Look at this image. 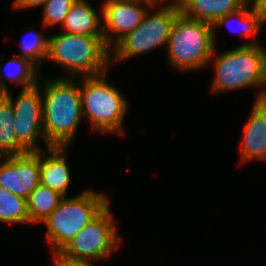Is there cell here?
I'll list each match as a JSON object with an SVG mask.
<instances>
[{
  "instance_id": "25",
  "label": "cell",
  "mask_w": 266,
  "mask_h": 266,
  "mask_svg": "<svg viewBox=\"0 0 266 266\" xmlns=\"http://www.w3.org/2000/svg\"><path fill=\"white\" fill-rule=\"evenodd\" d=\"M266 46H265V55H264V79H263V85H262V91H260L257 96L255 101H262L266 103ZM264 88V89H263Z\"/></svg>"
},
{
  "instance_id": "22",
  "label": "cell",
  "mask_w": 266,
  "mask_h": 266,
  "mask_svg": "<svg viewBox=\"0 0 266 266\" xmlns=\"http://www.w3.org/2000/svg\"><path fill=\"white\" fill-rule=\"evenodd\" d=\"M75 0H47L43 7V27L63 25L65 17Z\"/></svg>"
},
{
  "instance_id": "21",
  "label": "cell",
  "mask_w": 266,
  "mask_h": 266,
  "mask_svg": "<svg viewBox=\"0 0 266 266\" xmlns=\"http://www.w3.org/2000/svg\"><path fill=\"white\" fill-rule=\"evenodd\" d=\"M23 41L19 44L22 49V54H18L17 56H21L24 58H28L32 63H34L38 68L43 63L44 59H47L48 53V36L46 37L41 32H33L31 31L27 33Z\"/></svg>"
},
{
  "instance_id": "2",
  "label": "cell",
  "mask_w": 266,
  "mask_h": 266,
  "mask_svg": "<svg viewBox=\"0 0 266 266\" xmlns=\"http://www.w3.org/2000/svg\"><path fill=\"white\" fill-rule=\"evenodd\" d=\"M61 65L69 78L98 76L107 73L111 49L103 36L61 32L48 37L47 59Z\"/></svg>"
},
{
  "instance_id": "7",
  "label": "cell",
  "mask_w": 266,
  "mask_h": 266,
  "mask_svg": "<svg viewBox=\"0 0 266 266\" xmlns=\"http://www.w3.org/2000/svg\"><path fill=\"white\" fill-rule=\"evenodd\" d=\"M160 3L161 1H157L153 5L156 11L152 10L151 14L147 11L142 23L111 48L113 64L153 51L160 46L167 47L172 24L180 13V8L176 0L165 3L159 9Z\"/></svg>"
},
{
  "instance_id": "16",
  "label": "cell",
  "mask_w": 266,
  "mask_h": 266,
  "mask_svg": "<svg viewBox=\"0 0 266 266\" xmlns=\"http://www.w3.org/2000/svg\"><path fill=\"white\" fill-rule=\"evenodd\" d=\"M88 0H75L65 17L62 29L71 34L103 36L102 18Z\"/></svg>"
},
{
  "instance_id": "8",
  "label": "cell",
  "mask_w": 266,
  "mask_h": 266,
  "mask_svg": "<svg viewBox=\"0 0 266 266\" xmlns=\"http://www.w3.org/2000/svg\"><path fill=\"white\" fill-rule=\"evenodd\" d=\"M110 206L109 203L58 255L69 261L91 263L113 255L121 240Z\"/></svg>"
},
{
  "instance_id": "17",
  "label": "cell",
  "mask_w": 266,
  "mask_h": 266,
  "mask_svg": "<svg viewBox=\"0 0 266 266\" xmlns=\"http://www.w3.org/2000/svg\"><path fill=\"white\" fill-rule=\"evenodd\" d=\"M2 61L1 58L0 93H5L9 90L4 78H7V81H11L14 84L16 83V85H22V89L32 87L38 83L39 77H41L38 71L40 69L28 58L16 55L7 62L5 71H3Z\"/></svg>"
},
{
  "instance_id": "19",
  "label": "cell",
  "mask_w": 266,
  "mask_h": 266,
  "mask_svg": "<svg viewBox=\"0 0 266 266\" xmlns=\"http://www.w3.org/2000/svg\"><path fill=\"white\" fill-rule=\"evenodd\" d=\"M14 125V112L11 101L4 93H0V156L29 152L17 140Z\"/></svg>"
},
{
  "instance_id": "11",
  "label": "cell",
  "mask_w": 266,
  "mask_h": 266,
  "mask_svg": "<svg viewBox=\"0 0 266 266\" xmlns=\"http://www.w3.org/2000/svg\"><path fill=\"white\" fill-rule=\"evenodd\" d=\"M0 187L27 199L40 184V151L0 156Z\"/></svg>"
},
{
  "instance_id": "3",
  "label": "cell",
  "mask_w": 266,
  "mask_h": 266,
  "mask_svg": "<svg viewBox=\"0 0 266 266\" xmlns=\"http://www.w3.org/2000/svg\"><path fill=\"white\" fill-rule=\"evenodd\" d=\"M108 204L106 194L90 189L76 196L63 197L58 207L43 222L47 227L45 237L51 255L59 254Z\"/></svg>"
},
{
  "instance_id": "26",
  "label": "cell",
  "mask_w": 266,
  "mask_h": 266,
  "mask_svg": "<svg viewBox=\"0 0 266 266\" xmlns=\"http://www.w3.org/2000/svg\"><path fill=\"white\" fill-rule=\"evenodd\" d=\"M252 4L258 8L266 9V0H255Z\"/></svg>"
},
{
  "instance_id": "23",
  "label": "cell",
  "mask_w": 266,
  "mask_h": 266,
  "mask_svg": "<svg viewBox=\"0 0 266 266\" xmlns=\"http://www.w3.org/2000/svg\"><path fill=\"white\" fill-rule=\"evenodd\" d=\"M13 7L16 9H27L42 7L47 0H13Z\"/></svg>"
},
{
  "instance_id": "18",
  "label": "cell",
  "mask_w": 266,
  "mask_h": 266,
  "mask_svg": "<svg viewBox=\"0 0 266 266\" xmlns=\"http://www.w3.org/2000/svg\"><path fill=\"white\" fill-rule=\"evenodd\" d=\"M63 197L48 186L38 184L26 199L29 223H43L58 207Z\"/></svg>"
},
{
  "instance_id": "24",
  "label": "cell",
  "mask_w": 266,
  "mask_h": 266,
  "mask_svg": "<svg viewBox=\"0 0 266 266\" xmlns=\"http://www.w3.org/2000/svg\"><path fill=\"white\" fill-rule=\"evenodd\" d=\"M53 259V266H94L95 263L91 262H75V261H69L62 257H60L58 254L52 255Z\"/></svg>"
},
{
  "instance_id": "20",
  "label": "cell",
  "mask_w": 266,
  "mask_h": 266,
  "mask_svg": "<svg viewBox=\"0 0 266 266\" xmlns=\"http://www.w3.org/2000/svg\"><path fill=\"white\" fill-rule=\"evenodd\" d=\"M0 222L28 224L26 199L0 187Z\"/></svg>"
},
{
  "instance_id": "15",
  "label": "cell",
  "mask_w": 266,
  "mask_h": 266,
  "mask_svg": "<svg viewBox=\"0 0 266 266\" xmlns=\"http://www.w3.org/2000/svg\"><path fill=\"white\" fill-rule=\"evenodd\" d=\"M180 12L190 18L213 24L218 18L237 11L245 0H176Z\"/></svg>"
},
{
  "instance_id": "9",
  "label": "cell",
  "mask_w": 266,
  "mask_h": 266,
  "mask_svg": "<svg viewBox=\"0 0 266 266\" xmlns=\"http://www.w3.org/2000/svg\"><path fill=\"white\" fill-rule=\"evenodd\" d=\"M41 78L38 83L32 87L22 89L16 98L13 99L12 94L8 90L4 94L10 99L15 121V133L17 140L28 151L42 150L38 146V139L42 138L45 149L50 147L45 142L42 123V95L39 86ZM37 143V144H36Z\"/></svg>"
},
{
  "instance_id": "13",
  "label": "cell",
  "mask_w": 266,
  "mask_h": 266,
  "mask_svg": "<svg viewBox=\"0 0 266 266\" xmlns=\"http://www.w3.org/2000/svg\"><path fill=\"white\" fill-rule=\"evenodd\" d=\"M68 148L50 146L44 152L40 150V183L59 192L64 197L67 196L71 179L69 165L66 161Z\"/></svg>"
},
{
  "instance_id": "28",
  "label": "cell",
  "mask_w": 266,
  "mask_h": 266,
  "mask_svg": "<svg viewBox=\"0 0 266 266\" xmlns=\"http://www.w3.org/2000/svg\"><path fill=\"white\" fill-rule=\"evenodd\" d=\"M246 2H250V5H251V0H245ZM255 0H252V2H254Z\"/></svg>"
},
{
  "instance_id": "10",
  "label": "cell",
  "mask_w": 266,
  "mask_h": 266,
  "mask_svg": "<svg viewBox=\"0 0 266 266\" xmlns=\"http://www.w3.org/2000/svg\"><path fill=\"white\" fill-rule=\"evenodd\" d=\"M156 0L104 1L100 13L103 39L111 49L127 33L136 29L143 21L146 12L153 8ZM144 4V5H143Z\"/></svg>"
},
{
  "instance_id": "1",
  "label": "cell",
  "mask_w": 266,
  "mask_h": 266,
  "mask_svg": "<svg viewBox=\"0 0 266 266\" xmlns=\"http://www.w3.org/2000/svg\"><path fill=\"white\" fill-rule=\"evenodd\" d=\"M44 79L39 86L42 95V123L49 146L69 147L82 121L79 78Z\"/></svg>"
},
{
  "instance_id": "27",
  "label": "cell",
  "mask_w": 266,
  "mask_h": 266,
  "mask_svg": "<svg viewBox=\"0 0 266 266\" xmlns=\"http://www.w3.org/2000/svg\"><path fill=\"white\" fill-rule=\"evenodd\" d=\"M106 1H134V0H106Z\"/></svg>"
},
{
  "instance_id": "14",
  "label": "cell",
  "mask_w": 266,
  "mask_h": 266,
  "mask_svg": "<svg viewBox=\"0 0 266 266\" xmlns=\"http://www.w3.org/2000/svg\"><path fill=\"white\" fill-rule=\"evenodd\" d=\"M249 2H246L240 9L237 11H234L232 13H229L227 15H224L220 18H218L213 24V41L215 44V31L217 28L223 26L224 24L229 27L232 33H238L241 34V36L250 37L252 39L251 41H247L245 43H242V46H250V45H256L259 44L256 42V37L259 36V32H261V28L265 23V14L266 9L258 8L254 4H252V8L250 10L248 9ZM239 21V25H231V21ZM233 29L231 28V26ZM241 26V27H240ZM253 37V38H252Z\"/></svg>"
},
{
  "instance_id": "4",
  "label": "cell",
  "mask_w": 266,
  "mask_h": 266,
  "mask_svg": "<svg viewBox=\"0 0 266 266\" xmlns=\"http://www.w3.org/2000/svg\"><path fill=\"white\" fill-rule=\"evenodd\" d=\"M106 75L82 77L79 81L82 115L97 133L122 134L128 100Z\"/></svg>"
},
{
  "instance_id": "12",
  "label": "cell",
  "mask_w": 266,
  "mask_h": 266,
  "mask_svg": "<svg viewBox=\"0 0 266 266\" xmlns=\"http://www.w3.org/2000/svg\"><path fill=\"white\" fill-rule=\"evenodd\" d=\"M243 128L240 147L241 163L266 161V103L254 101L251 114Z\"/></svg>"
},
{
  "instance_id": "6",
  "label": "cell",
  "mask_w": 266,
  "mask_h": 266,
  "mask_svg": "<svg viewBox=\"0 0 266 266\" xmlns=\"http://www.w3.org/2000/svg\"><path fill=\"white\" fill-rule=\"evenodd\" d=\"M214 45L212 24L180 12L172 24L166 48L169 63L184 72L205 68L215 50Z\"/></svg>"
},
{
  "instance_id": "5",
  "label": "cell",
  "mask_w": 266,
  "mask_h": 266,
  "mask_svg": "<svg viewBox=\"0 0 266 266\" xmlns=\"http://www.w3.org/2000/svg\"><path fill=\"white\" fill-rule=\"evenodd\" d=\"M265 46L261 44L242 46L222 53H212L209 60L214 66L211 92H229L262 87L264 79ZM212 59V60H211Z\"/></svg>"
}]
</instances>
